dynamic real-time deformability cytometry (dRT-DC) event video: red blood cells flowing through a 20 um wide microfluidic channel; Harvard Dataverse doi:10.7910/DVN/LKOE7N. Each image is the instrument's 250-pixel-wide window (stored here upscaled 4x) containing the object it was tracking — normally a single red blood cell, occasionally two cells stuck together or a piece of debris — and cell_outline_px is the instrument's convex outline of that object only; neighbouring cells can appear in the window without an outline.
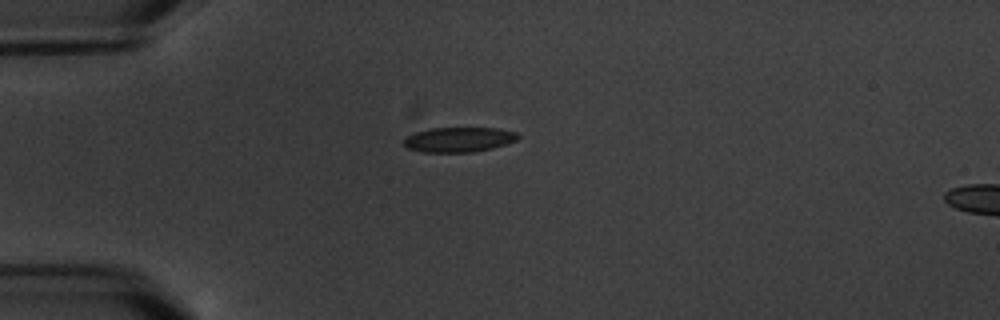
{"species": "common noctule bat (a hibernating species)", "species_latin": "Nyctalus noctula", "temperature_condition": "warm", "stored_images_in_passage": 13, "camera_frame_rate_fps": 3000, "um_per_image_px": 0.085, "animal": {"sex": "male", "body_mass_g": 20.1, "forearm_length_mm": 53.5}, "frame": {"image": 1, "passage_image": 1, "time_ms": 0.0, "image_size_px": [1000, 320], "cell_outline_px": [[520, 136], [516, 140], [492, 148], [472, 152], [424, 152], [408, 148], [404, 144], [404, 140], [408, 136], [416, 132], [432, 128], [500, 128], [516, 132]], "centroid_in_image_um": [39.02, 11.86], "position_along_channel_um": 46.0, "area_um2": 16.36}}
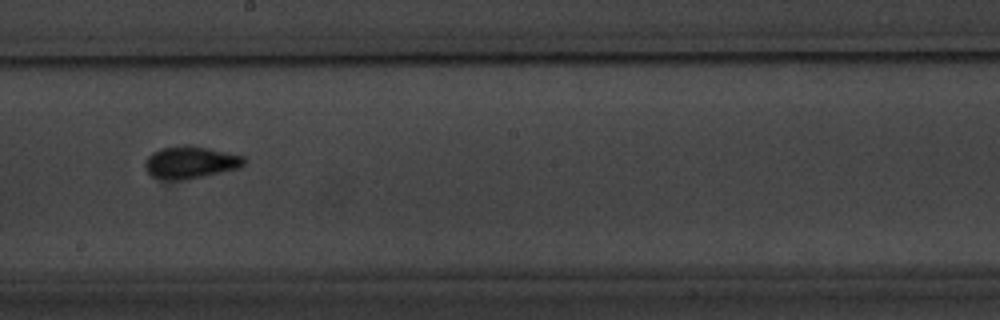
{"frame": {"image": 2, "passage_image": 6, "time_ms": 6.0, "image_size_px": [1000, 320], "cell_outline_px": [[248, 160], [240, 168], [180, 180], [152, 176], [144, 168], [144, 160], [152, 152], [160, 148], [184, 144], [192, 144], [228, 152], [244, 156]], "centroid_in_image_um": [16.2, 13.75], "position_along_channel_um": 232.0, "area_um2": 18.67}}
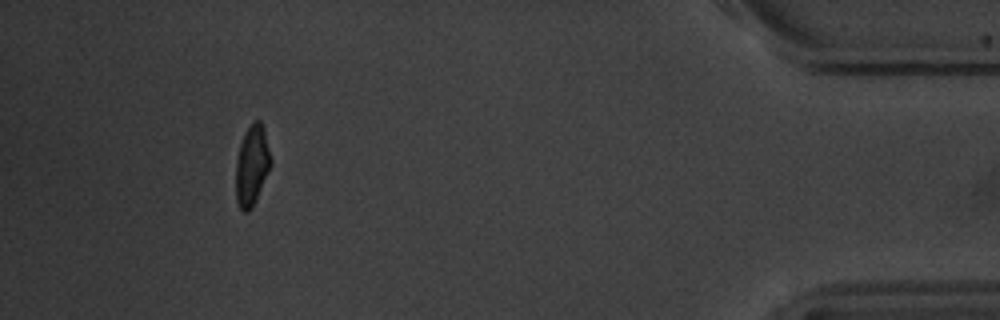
{"frame": {"image": 3, "passage_image": 12, "time_ms": 13.0, "image_size_px": [1000, 320], "cell_outline_px": [[272, 164], [256, 200], [252, 208], [248, 212], [244, 212], [240, 208], [236, 200], [236, 160], [240, 144], [244, 132], [252, 120], [260, 120], [264, 128], [272, 160]], "centroid_in_image_um": [21.42, 14.03], "position_along_channel_um": 413.8, "area_um2": 16.59}, "authors_computed_cell_mechanics": {"area_um2": 16.9932, "velocity_mm_per_s": 3.425, "shape_relaxation_time_tau1_ms": 2.4652, "shape_relaxation_time_tau2_ms": 2.0653, "deformation_change_tau1": 0.0981, "deformation_change_tau2": 0.027}}